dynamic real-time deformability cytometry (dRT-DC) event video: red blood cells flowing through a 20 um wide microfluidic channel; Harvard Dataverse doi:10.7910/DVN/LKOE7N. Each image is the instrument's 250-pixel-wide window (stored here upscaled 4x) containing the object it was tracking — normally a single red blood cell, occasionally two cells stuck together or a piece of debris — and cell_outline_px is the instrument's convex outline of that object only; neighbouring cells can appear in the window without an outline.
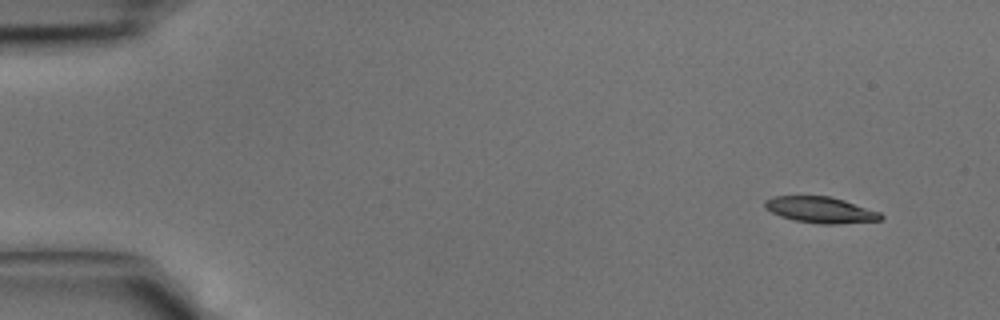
{"species": "common noctule bat (a hibernating species)", "species_latin": "Nyctalus noctula", "temperature_condition": "cold", "stored_images_in_passage": 39, "camera_frame_rate_fps": 3000, "um_per_image_px": 0.085, "animal": {"sex": "male", "body_mass_g": 15.6}, "frame": {"image": 1, "passage_image": 1, "time_ms": 0.0, "image_size_px": [1000, 320], "cell_outline_px": [[884, 216], [880, 220], [836, 224], [820, 224], [796, 220], [780, 216], [764, 208], [764, 200], [772, 196], [828, 196], [844, 200], [880, 212]], "centroid_in_image_um": [69.72, 17.83], "position_along_channel_um": 15.3, "area_um2": 17.57}}
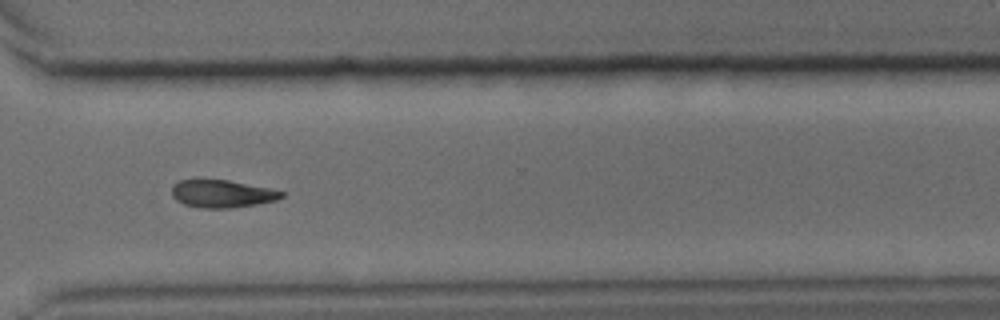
{"frame": {"image": 2, "passage_image": 29, "time_ms": 9.333, "image_size_px": [1000, 320], "cell_outline_px": [[284, 196], [276, 200], [256, 204], [228, 208], [204, 208], [184, 204], [176, 200], [172, 196], [172, 184], [180, 180], [196, 176], [228, 180], [268, 188], [284, 192]], "centroid_in_image_um": [18.78, 16.42], "position_along_channel_um": 351.8, "area_um2": 18.15}}
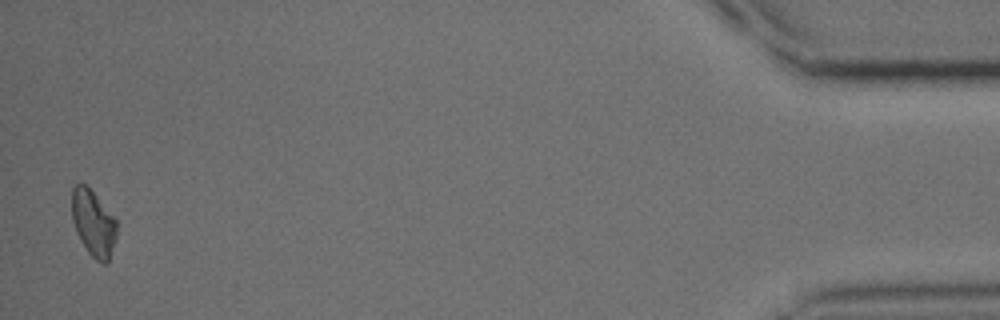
{"frame": {"image": 3, "passage_image": 39, "time_ms": 12.667, "image_size_px": [1000, 320], "cell_outline_px": [[116, 240], [108, 264], [104, 264], [96, 260], [88, 252], [80, 240], [76, 232], [72, 220], [72, 188], [76, 184], [84, 184], [96, 196], [116, 220]], "centroid_in_image_um": [7.93, 19.02], "position_along_channel_um": 427.3, "area_um2": 17.17}}